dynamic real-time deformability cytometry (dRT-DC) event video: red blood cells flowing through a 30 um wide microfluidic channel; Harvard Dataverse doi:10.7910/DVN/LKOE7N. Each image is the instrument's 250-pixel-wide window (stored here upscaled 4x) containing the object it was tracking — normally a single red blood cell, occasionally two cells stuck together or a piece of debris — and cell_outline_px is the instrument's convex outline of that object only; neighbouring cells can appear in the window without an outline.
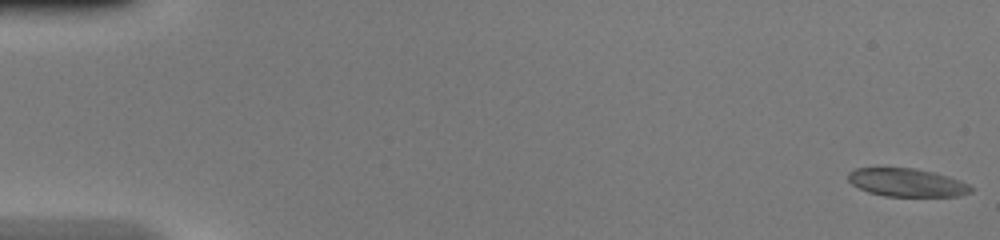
{"species": "common noctule bat (a hibernating species)", "species_latin": "Nyctalus noctula", "temperature_condition": "warm", "stored_images_in_passage": 49, "camera_frame_rate_fps": 3000, "um_per_image_px": 0.085, "animal": {"sex": "female", "body_mass_g": 20.0, "forearm_length_mm": 54.0}, "frame": {"image": 1, "passage_image": 1, "time_ms": 0.0, "image_size_px": [1000, 240], "cell_outline_px": [[972, 192], [960, 196], [884, 196], [868, 192], [852, 184], [848, 180], [848, 172], [856, 168], [916, 168], [948, 176], [960, 180], [968, 184], [972, 188]], "centroid_in_image_um": [77.09, 15.52], "position_along_channel_um": 7.9, "area_um2": 20.11}}
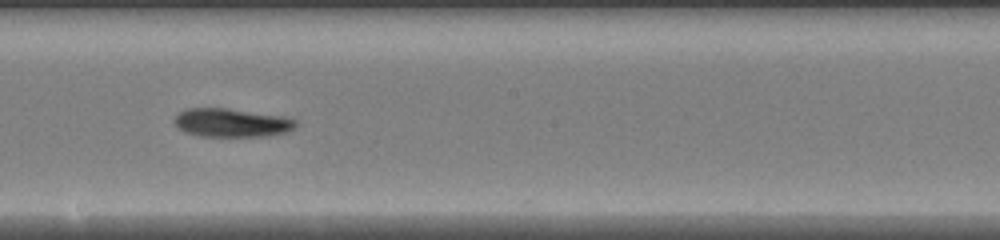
{"frame": {"image": 2, "passage_image": 28, "time_ms": 9.0, "image_size_px": [1000, 240], "cell_outline_px": [[296, 124], [288, 132], [268, 136], [200, 136], [184, 132], [176, 124], [176, 116], [180, 112], [188, 108], [228, 108], [284, 116], [296, 120]], "centroid_in_image_um": [19.72, 10.43], "position_along_channel_um": 228.5, "area_um2": 20.06}}
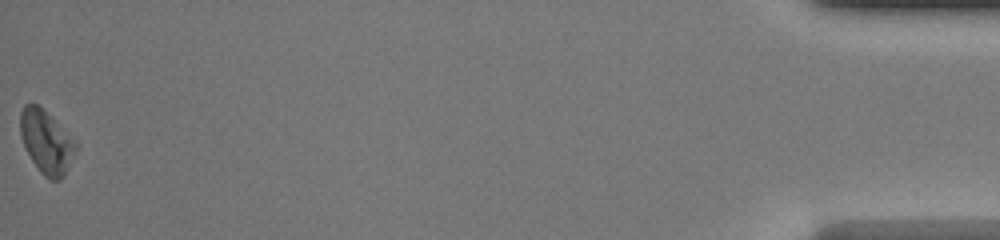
{"frame": {"image": 3, "passage_image": 49, "time_ms": 16.0, "image_size_px": [1000, 240], "cell_outline_px": [[76, 152], [60, 180], [48, 180], [40, 172], [32, 160], [20, 136], [20, 112], [24, 104], [36, 104], [76, 140]], "centroid_in_image_um": [3.93, 12.07], "position_along_channel_um": 431.3, "area_um2": 20.0}, "authors_computed_cell_mechanics": {"area_um2": 20.1144, "velocity_mm_per_s": 4.255, "shape_relaxation_time_tau1_ms": 2.9891, "shape_relaxation_time_tau2_ms": null, "deformation_change_tau1": 0.1159, "deformation_change_tau2": null}}